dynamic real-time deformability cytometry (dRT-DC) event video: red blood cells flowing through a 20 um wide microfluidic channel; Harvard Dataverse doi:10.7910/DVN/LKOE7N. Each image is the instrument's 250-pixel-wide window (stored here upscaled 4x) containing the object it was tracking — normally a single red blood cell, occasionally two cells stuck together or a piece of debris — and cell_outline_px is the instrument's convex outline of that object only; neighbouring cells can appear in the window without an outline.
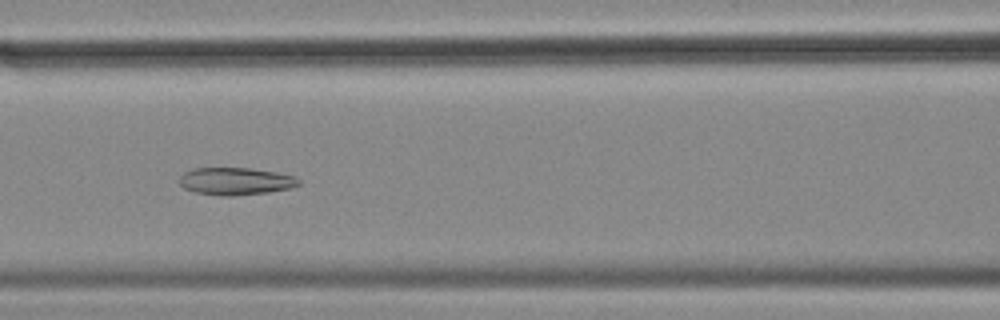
{"species": "common noctule bat (a hibernating species)", "species_latin": "Nyctalus noctula", "temperature_condition": "cold", "stored_images_in_passage": 38, "camera_frame_rate_fps": 3000, "um_per_image_px": 0.085, "animal": {"sex": "female", "body_mass_g": 18.4}, "frame": {"image": 1, "passage_image": 14, "time_ms": 4.333, "image_size_px": [1000, 320], "cell_outline_px": [[300, 184], [292, 188], [268, 192], [232, 196], [224, 196], [196, 192], [184, 188], [180, 184], [180, 176], [184, 172], [196, 168], [248, 168], [276, 172], [296, 176], [300, 180]], "centroid_in_image_um": [20.06, 15.4], "position_along_channel_um": 146.5, "area_um2": 19.02}}
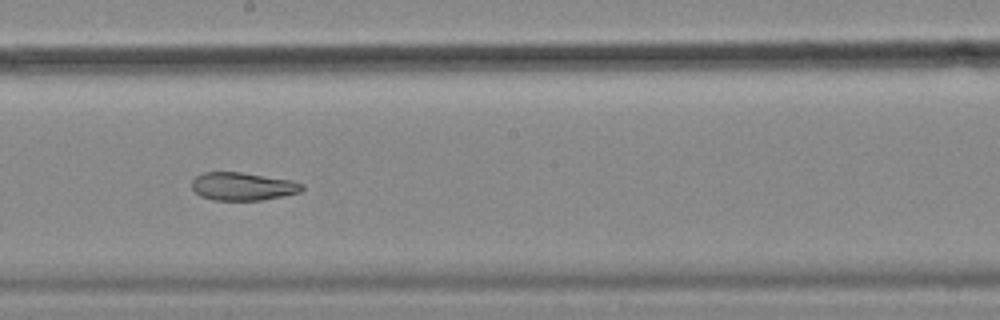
{"frame": {"image": 2, "passage_image": 21, "time_ms": 6.667, "image_size_px": [1000, 320], "cell_outline_px": [[304, 188], [300, 192], [284, 196], [264, 200], [212, 200], [200, 196], [192, 188], [192, 180], [196, 176], [204, 172], [240, 172], [292, 180], [304, 184]], "centroid_in_image_um": [20.65, 15.85], "position_along_channel_um": 227.6, "area_um2": 18.09}}
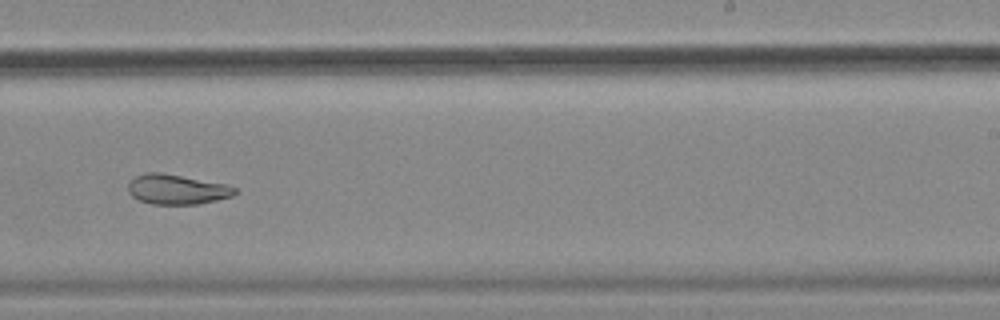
{"frame": {"image": 3, "passage_image": 25, "time_ms": 8.0, "image_size_px": [1000, 320], "cell_outline_px": [[240, 192], [232, 196], [216, 200], [196, 204], [152, 204], [140, 200], [132, 196], [128, 192], [128, 184], [136, 176], [144, 172], [160, 172], [228, 184], [236, 188]], "centroid_in_image_um": [15.06, 16.09], "position_along_channel_um": 273.9, "area_um2": 18.67}, "authors_computed_cell_mechanics": {"area_um2": 19.4786, "velocity_mm_per_s": 3.4871, "shape_relaxation_time_tau1_ms": null, "shape_relaxation_time_tau2_ms": 3.6138, "deformation_change_tau1": null, "deformation_change_tau2": 0.1}}